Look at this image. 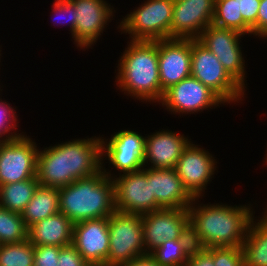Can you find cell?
<instances>
[{"label":"cell","mask_w":267,"mask_h":266,"mask_svg":"<svg viewBox=\"0 0 267 266\" xmlns=\"http://www.w3.org/2000/svg\"><path fill=\"white\" fill-rule=\"evenodd\" d=\"M199 199L202 197L193 198L188 207L193 246L241 247L255 217L253 204H204Z\"/></svg>","instance_id":"1"},{"label":"cell","mask_w":267,"mask_h":266,"mask_svg":"<svg viewBox=\"0 0 267 266\" xmlns=\"http://www.w3.org/2000/svg\"><path fill=\"white\" fill-rule=\"evenodd\" d=\"M85 138L39 148L36 172L39 185L61 188L102 169L101 136Z\"/></svg>","instance_id":"2"},{"label":"cell","mask_w":267,"mask_h":266,"mask_svg":"<svg viewBox=\"0 0 267 266\" xmlns=\"http://www.w3.org/2000/svg\"><path fill=\"white\" fill-rule=\"evenodd\" d=\"M118 60L115 84L120 92L144 103H160L161 89L157 41H130Z\"/></svg>","instance_id":"3"},{"label":"cell","mask_w":267,"mask_h":266,"mask_svg":"<svg viewBox=\"0 0 267 266\" xmlns=\"http://www.w3.org/2000/svg\"><path fill=\"white\" fill-rule=\"evenodd\" d=\"M114 211L113 180L102 169L59 188V212L73 223L109 217Z\"/></svg>","instance_id":"4"},{"label":"cell","mask_w":267,"mask_h":266,"mask_svg":"<svg viewBox=\"0 0 267 266\" xmlns=\"http://www.w3.org/2000/svg\"><path fill=\"white\" fill-rule=\"evenodd\" d=\"M174 0H146L118 22L119 33L129 41H157L171 38Z\"/></svg>","instance_id":"5"},{"label":"cell","mask_w":267,"mask_h":266,"mask_svg":"<svg viewBox=\"0 0 267 266\" xmlns=\"http://www.w3.org/2000/svg\"><path fill=\"white\" fill-rule=\"evenodd\" d=\"M191 76L212 90L224 103L244 101V89L222 66L218 58L197 39H191ZM237 102V103H236Z\"/></svg>","instance_id":"6"},{"label":"cell","mask_w":267,"mask_h":266,"mask_svg":"<svg viewBox=\"0 0 267 266\" xmlns=\"http://www.w3.org/2000/svg\"><path fill=\"white\" fill-rule=\"evenodd\" d=\"M148 255L144 246L141 215L115 210L109 216L107 266H118Z\"/></svg>","instance_id":"7"},{"label":"cell","mask_w":267,"mask_h":266,"mask_svg":"<svg viewBox=\"0 0 267 266\" xmlns=\"http://www.w3.org/2000/svg\"><path fill=\"white\" fill-rule=\"evenodd\" d=\"M106 169L102 166L104 174L113 180L115 210L143 215L162 209L152 193L151 182L148 181V167L121 175Z\"/></svg>","instance_id":"8"},{"label":"cell","mask_w":267,"mask_h":266,"mask_svg":"<svg viewBox=\"0 0 267 266\" xmlns=\"http://www.w3.org/2000/svg\"><path fill=\"white\" fill-rule=\"evenodd\" d=\"M145 143L146 135L129 129H121L111 138L101 137L102 166L109 163L110 168L118 170V175L142 170L145 167Z\"/></svg>","instance_id":"9"},{"label":"cell","mask_w":267,"mask_h":266,"mask_svg":"<svg viewBox=\"0 0 267 266\" xmlns=\"http://www.w3.org/2000/svg\"><path fill=\"white\" fill-rule=\"evenodd\" d=\"M244 36L235 30L210 24L197 40L218 58L222 66L244 89H247L245 58L240 44L241 37Z\"/></svg>","instance_id":"10"},{"label":"cell","mask_w":267,"mask_h":266,"mask_svg":"<svg viewBox=\"0 0 267 266\" xmlns=\"http://www.w3.org/2000/svg\"><path fill=\"white\" fill-rule=\"evenodd\" d=\"M39 147L27 134L0 143V186L36 177Z\"/></svg>","instance_id":"11"},{"label":"cell","mask_w":267,"mask_h":266,"mask_svg":"<svg viewBox=\"0 0 267 266\" xmlns=\"http://www.w3.org/2000/svg\"><path fill=\"white\" fill-rule=\"evenodd\" d=\"M159 104L169 113L180 116L209 111L220 107L219 104L225 106L212 90L192 76L167 89Z\"/></svg>","instance_id":"12"},{"label":"cell","mask_w":267,"mask_h":266,"mask_svg":"<svg viewBox=\"0 0 267 266\" xmlns=\"http://www.w3.org/2000/svg\"><path fill=\"white\" fill-rule=\"evenodd\" d=\"M75 6L76 26L73 44L82 51L92 49L105 28L115 18L111 3L106 0H70ZM114 17V18H113ZM108 25V26H107Z\"/></svg>","instance_id":"13"},{"label":"cell","mask_w":267,"mask_h":266,"mask_svg":"<svg viewBox=\"0 0 267 266\" xmlns=\"http://www.w3.org/2000/svg\"><path fill=\"white\" fill-rule=\"evenodd\" d=\"M192 141L184 149L175 167L182 185L193 197H205V190L217 171V159Z\"/></svg>","instance_id":"14"},{"label":"cell","mask_w":267,"mask_h":266,"mask_svg":"<svg viewBox=\"0 0 267 266\" xmlns=\"http://www.w3.org/2000/svg\"><path fill=\"white\" fill-rule=\"evenodd\" d=\"M141 221L147 254L164 241L181 239L190 231L188 209L162 208L141 215Z\"/></svg>","instance_id":"15"},{"label":"cell","mask_w":267,"mask_h":266,"mask_svg":"<svg viewBox=\"0 0 267 266\" xmlns=\"http://www.w3.org/2000/svg\"><path fill=\"white\" fill-rule=\"evenodd\" d=\"M72 245L89 265L107 266L109 217L74 223Z\"/></svg>","instance_id":"16"},{"label":"cell","mask_w":267,"mask_h":266,"mask_svg":"<svg viewBox=\"0 0 267 266\" xmlns=\"http://www.w3.org/2000/svg\"><path fill=\"white\" fill-rule=\"evenodd\" d=\"M158 66L161 89L191 76V39L168 38L158 40Z\"/></svg>","instance_id":"17"},{"label":"cell","mask_w":267,"mask_h":266,"mask_svg":"<svg viewBox=\"0 0 267 266\" xmlns=\"http://www.w3.org/2000/svg\"><path fill=\"white\" fill-rule=\"evenodd\" d=\"M215 0L174 1L171 38L198 39L212 24Z\"/></svg>","instance_id":"18"},{"label":"cell","mask_w":267,"mask_h":266,"mask_svg":"<svg viewBox=\"0 0 267 266\" xmlns=\"http://www.w3.org/2000/svg\"><path fill=\"white\" fill-rule=\"evenodd\" d=\"M191 141L188 136L168 129H159L148 134L144 166L158 169L175 168L181 154Z\"/></svg>","instance_id":"19"},{"label":"cell","mask_w":267,"mask_h":266,"mask_svg":"<svg viewBox=\"0 0 267 266\" xmlns=\"http://www.w3.org/2000/svg\"><path fill=\"white\" fill-rule=\"evenodd\" d=\"M148 181L157 204L166 209H188L193 197L182 185L175 168H148Z\"/></svg>","instance_id":"20"},{"label":"cell","mask_w":267,"mask_h":266,"mask_svg":"<svg viewBox=\"0 0 267 266\" xmlns=\"http://www.w3.org/2000/svg\"><path fill=\"white\" fill-rule=\"evenodd\" d=\"M73 222L63 213L47 217L28 228V240L34 246L64 247L72 244Z\"/></svg>","instance_id":"21"},{"label":"cell","mask_w":267,"mask_h":266,"mask_svg":"<svg viewBox=\"0 0 267 266\" xmlns=\"http://www.w3.org/2000/svg\"><path fill=\"white\" fill-rule=\"evenodd\" d=\"M263 210L253 218L241 246L244 266H267V206Z\"/></svg>","instance_id":"22"},{"label":"cell","mask_w":267,"mask_h":266,"mask_svg":"<svg viewBox=\"0 0 267 266\" xmlns=\"http://www.w3.org/2000/svg\"><path fill=\"white\" fill-rule=\"evenodd\" d=\"M58 213L59 188L38 185L21 216L29 228L31 225Z\"/></svg>","instance_id":"23"},{"label":"cell","mask_w":267,"mask_h":266,"mask_svg":"<svg viewBox=\"0 0 267 266\" xmlns=\"http://www.w3.org/2000/svg\"><path fill=\"white\" fill-rule=\"evenodd\" d=\"M193 247L189 231L181 239L164 241L149 255L161 266H185Z\"/></svg>","instance_id":"24"},{"label":"cell","mask_w":267,"mask_h":266,"mask_svg":"<svg viewBox=\"0 0 267 266\" xmlns=\"http://www.w3.org/2000/svg\"><path fill=\"white\" fill-rule=\"evenodd\" d=\"M39 182L37 177L0 186V206L12 212L22 213L32 199Z\"/></svg>","instance_id":"25"},{"label":"cell","mask_w":267,"mask_h":266,"mask_svg":"<svg viewBox=\"0 0 267 266\" xmlns=\"http://www.w3.org/2000/svg\"><path fill=\"white\" fill-rule=\"evenodd\" d=\"M212 24L252 36L251 27L243 20L242 14H239L237 0H215Z\"/></svg>","instance_id":"26"},{"label":"cell","mask_w":267,"mask_h":266,"mask_svg":"<svg viewBox=\"0 0 267 266\" xmlns=\"http://www.w3.org/2000/svg\"><path fill=\"white\" fill-rule=\"evenodd\" d=\"M28 239V228L20 213L0 206V245L19 243Z\"/></svg>","instance_id":"27"},{"label":"cell","mask_w":267,"mask_h":266,"mask_svg":"<svg viewBox=\"0 0 267 266\" xmlns=\"http://www.w3.org/2000/svg\"><path fill=\"white\" fill-rule=\"evenodd\" d=\"M34 245L28 239L0 245V266H33Z\"/></svg>","instance_id":"28"},{"label":"cell","mask_w":267,"mask_h":266,"mask_svg":"<svg viewBox=\"0 0 267 266\" xmlns=\"http://www.w3.org/2000/svg\"><path fill=\"white\" fill-rule=\"evenodd\" d=\"M3 89L0 88V95ZM0 97V141H11L21 137L26 132L18 131V114H16V107L11 106V103ZM13 131V132H12Z\"/></svg>","instance_id":"29"},{"label":"cell","mask_w":267,"mask_h":266,"mask_svg":"<svg viewBox=\"0 0 267 266\" xmlns=\"http://www.w3.org/2000/svg\"><path fill=\"white\" fill-rule=\"evenodd\" d=\"M214 266H244L241 247H213Z\"/></svg>","instance_id":"30"},{"label":"cell","mask_w":267,"mask_h":266,"mask_svg":"<svg viewBox=\"0 0 267 266\" xmlns=\"http://www.w3.org/2000/svg\"><path fill=\"white\" fill-rule=\"evenodd\" d=\"M52 16L54 15V17H59V16H62L64 15L63 17L66 16V18H64L65 20L64 21H61L62 18L60 19H56L55 18L53 20L57 21L55 23H58V24H61L64 25L63 23L67 24L70 28V33H71V37L73 38V33L75 31V26H76V18H75V6L73 5V3L70 1V0H55L52 4ZM54 13V14H53ZM68 17V18H67ZM60 20V21H58ZM69 23V24H68ZM55 26V24H54Z\"/></svg>","instance_id":"31"},{"label":"cell","mask_w":267,"mask_h":266,"mask_svg":"<svg viewBox=\"0 0 267 266\" xmlns=\"http://www.w3.org/2000/svg\"><path fill=\"white\" fill-rule=\"evenodd\" d=\"M60 249L53 245L34 246L33 266H58Z\"/></svg>","instance_id":"32"},{"label":"cell","mask_w":267,"mask_h":266,"mask_svg":"<svg viewBox=\"0 0 267 266\" xmlns=\"http://www.w3.org/2000/svg\"><path fill=\"white\" fill-rule=\"evenodd\" d=\"M58 266H89L82 255L71 244L61 247Z\"/></svg>","instance_id":"33"},{"label":"cell","mask_w":267,"mask_h":266,"mask_svg":"<svg viewBox=\"0 0 267 266\" xmlns=\"http://www.w3.org/2000/svg\"><path fill=\"white\" fill-rule=\"evenodd\" d=\"M185 266H214L213 247H193Z\"/></svg>","instance_id":"34"},{"label":"cell","mask_w":267,"mask_h":266,"mask_svg":"<svg viewBox=\"0 0 267 266\" xmlns=\"http://www.w3.org/2000/svg\"><path fill=\"white\" fill-rule=\"evenodd\" d=\"M260 0H237L239 14H242L243 20L252 27L257 21Z\"/></svg>","instance_id":"35"},{"label":"cell","mask_w":267,"mask_h":266,"mask_svg":"<svg viewBox=\"0 0 267 266\" xmlns=\"http://www.w3.org/2000/svg\"><path fill=\"white\" fill-rule=\"evenodd\" d=\"M251 30L256 38L267 39V0H260L257 21Z\"/></svg>","instance_id":"36"},{"label":"cell","mask_w":267,"mask_h":266,"mask_svg":"<svg viewBox=\"0 0 267 266\" xmlns=\"http://www.w3.org/2000/svg\"><path fill=\"white\" fill-rule=\"evenodd\" d=\"M118 266H161L148 254Z\"/></svg>","instance_id":"37"},{"label":"cell","mask_w":267,"mask_h":266,"mask_svg":"<svg viewBox=\"0 0 267 266\" xmlns=\"http://www.w3.org/2000/svg\"><path fill=\"white\" fill-rule=\"evenodd\" d=\"M1 49H2V48H1V46H0V56L2 57V53H1L2 50H1ZM1 57H0V62H1ZM0 82H1V81H0ZM0 87L2 88L3 85H2V86L0 85Z\"/></svg>","instance_id":"38"},{"label":"cell","mask_w":267,"mask_h":266,"mask_svg":"<svg viewBox=\"0 0 267 266\" xmlns=\"http://www.w3.org/2000/svg\"><path fill=\"white\" fill-rule=\"evenodd\" d=\"M265 156H266V157L264 158L265 160H264L263 162H265V164L267 165V150H266V154H265Z\"/></svg>","instance_id":"39"}]
</instances>
